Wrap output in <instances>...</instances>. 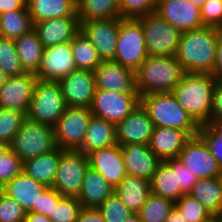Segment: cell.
Returning a JSON list of instances; mask_svg holds the SVG:
<instances>
[{"mask_svg":"<svg viewBox=\"0 0 222 222\" xmlns=\"http://www.w3.org/2000/svg\"><path fill=\"white\" fill-rule=\"evenodd\" d=\"M9 148V145L7 143L0 141V156Z\"/></svg>","mask_w":222,"mask_h":222,"instance_id":"91938a15","label":"cell"},{"mask_svg":"<svg viewBox=\"0 0 222 222\" xmlns=\"http://www.w3.org/2000/svg\"><path fill=\"white\" fill-rule=\"evenodd\" d=\"M56 189L47 187L40 195L37 206L33 207L31 212L43 214L46 216L53 215L57 203L63 198Z\"/></svg>","mask_w":222,"mask_h":222,"instance_id":"7dc6e473","label":"cell"},{"mask_svg":"<svg viewBox=\"0 0 222 222\" xmlns=\"http://www.w3.org/2000/svg\"><path fill=\"white\" fill-rule=\"evenodd\" d=\"M82 205L76 197L64 196L56 205L53 215L48 217L56 222H75Z\"/></svg>","mask_w":222,"mask_h":222,"instance_id":"7bdbcfd3","label":"cell"},{"mask_svg":"<svg viewBox=\"0 0 222 222\" xmlns=\"http://www.w3.org/2000/svg\"><path fill=\"white\" fill-rule=\"evenodd\" d=\"M59 83L67 106L91 108L97 89L94 72L76 69Z\"/></svg>","mask_w":222,"mask_h":222,"instance_id":"2e32d148","label":"cell"},{"mask_svg":"<svg viewBox=\"0 0 222 222\" xmlns=\"http://www.w3.org/2000/svg\"><path fill=\"white\" fill-rule=\"evenodd\" d=\"M113 192L114 188L105 178L89 167L76 198L82 207L98 208Z\"/></svg>","mask_w":222,"mask_h":222,"instance_id":"4316f807","label":"cell"},{"mask_svg":"<svg viewBox=\"0 0 222 222\" xmlns=\"http://www.w3.org/2000/svg\"><path fill=\"white\" fill-rule=\"evenodd\" d=\"M75 222H105L98 208L82 207Z\"/></svg>","mask_w":222,"mask_h":222,"instance_id":"f907efd6","label":"cell"},{"mask_svg":"<svg viewBox=\"0 0 222 222\" xmlns=\"http://www.w3.org/2000/svg\"><path fill=\"white\" fill-rule=\"evenodd\" d=\"M151 193L173 201L182 196L178 184V158L161 161L150 180Z\"/></svg>","mask_w":222,"mask_h":222,"instance_id":"d4e9b609","label":"cell"},{"mask_svg":"<svg viewBox=\"0 0 222 222\" xmlns=\"http://www.w3.org/2000/svg\"><path fill=\"white\" fill-rule=\"evenodd\" d=\"M216 80H222V33L219 36L213 70L210 73Z\"/></svg>","mask_w":222,"mask_h":222,"instance_id":"816d5d0a","label":"cell"},{"mask_svg":"<svg viewBox=\"0 0 222 222\" xmlns=\"http://www.w3.org/2000/svg\"><path fill=\"white\" fill-rule=\"evenodd\" d=\"M90 108L69 107L54 125L57 147L63 150H78L92 117Z\"/></svg>","mask_w":222,"mask_h":222,"instance_id":"30bf717a","label":"cell"},{"mask_svg":"<svg viewBox=\"0 0 222 222\" xmlns=\"http://www.w3.org/2000/svg\"><path fill=\"white\" fill-rule=\"evenodd\" d=\"M140 104L154 127L183 130L191 137L197 135L200 125L178 103L172 92L143 95L140 97Z\"/></svg>","mask_w":222,"mask_h":222,"instance_id":"277c9868","label":"cell"},{"mask_svg":"<svg viewBox=\"0 0 222 222\" xmlns=\"http://www.w3.org/2000/svg\"><path fill=\"white\" fill-rule=\"evenodd\" d=\"M207 125L222 138V118L210 120Z\"/></svg>","mask_w":222,"mask_h":222,"instance_id":"9f6ffc18","label":"cell"},{"mask_svg":"<svg viewBox=\"0 0 222 222\" xmlns=\"http://www.w3.org/2000/svg\"><path fill=\"white\" fill-rule=\"evenodd\" d=\"M98 209L102 213L105 222H124L133 214L115 192H113Z\"/></svg>","mask_w":222,"mask_h":222,"instance_id":"ab89813d","label":"cell"},{"mask_svg":"<svg viewBox=\"0 0 222 222\" xmlns=\"http://www.w3.org/2000/svg\"><path fill=\"white\" fill-rule=\"evenodd\" d=\"M33 23L54 18L78 16L77 0H27Z\"/></svg>","mask_w":222,"mask_h":222,"instance_id":"f546056e","label":"cell"},{"mask_svg":"<svg viewBox=\"0 0 222 222\" xmlns=\"http://www.w3.org/2000/svg\"><path fill=\"white\" fill-rule=\"evenodd\" d=\"M114 192L129 210L138 213L151 194L150 181L145 178L126 175L114 189Z\"/></svg>","mask_w":222,"mask_h":222,"instance_id":"83f0119b","label":"cell"},{"mask_svg":"<svg viewBox=\"0 0 222 222\" xmlns=\"http://www.w3.org/2000/svg\"><path fill=\"white\" fill-rule=\"evenodd\" d=\"M37 80L32 73L7 77L5 84L0 88V107L27 114Z\"/></svg>","mask_w":222,"mask_h":222,"instance_id":"e0dca14e","label":"cell"},{"mask_svg":"<svg viewBox=\"0 0 222 222\" xmlns=\"http://www.w3.org/2000/svg\"><path fill=\"white\" fill-rule=\"evenodd\" d=\"M88 168L89 162L86 154L78 150L61 149L52 188L62 196L77 197Z\"/></svg>","mask_w":222,"mask_h":222,"instance_id":"9c48e42d","label":"cell"},{"mask_svg":"<svg viewBox=\"0 0 222 222\" xmlns=\"http://www.w3.org/2000/svg\"><path fill=\"white\" fill-rule=\"evenodd\" d=\"M9 147L23 162L50 152L57 147L54 127L26 118Z\"/></svg>","mask_w":222,"mask_h":222,"instance_id":"8992f818","label":"cell"},{"mask_svg":"<svg viewBox=\"0 0 222 222\" xmlns=\"http://www.w3.org/2000/svg\"><path fill=\"white\" fill-rule=\"evenodd\" d=\"M7 75L0 69V88L5 84Z\"/></svg>","mask_w":222,"mask_h":222,"instance_id":"680465c9","label":"cell"},{"mask_svg":"<svg viewBox=\"0 0 222 222\" xmlns=\"http://www.w3.org/2000/svg\"><path fill=\"white\" fill-rule=\"evenodd\" d=\"M124 222H142L138 213H133Z\"/></svg>","mask_w":222,"mask_h":222,"instance_id":"6f0895ef","label":"cell"},{"mask_svg":"<svg viewBox=\"0 0 222 222\" xmlns=\"http://www.w3.org/2000/svg\"><path fill=\"white\" fill-rule=\"evenodd\" d=\"M23 171V161L9 147L0 156V189Z\"/></svg>","mask_w":222,"mask_h":222,"instance_id":"b9f144b4","label":"cell"},{"mask_svg":"<svg viewBox=\"0 0 222 222\" xmlns=\"http://www.w3.org/2000/svg\"><path fill=\"white\" fill-rule=\"evenodd\" d=\"M127 175L151 180L161 160L144 144L121 145Z\"/></svg>","mask_w":222,"mask_h":222,"instance_id":"7402d4cb","label":"cell"},{"mask_svg":"<svg viewBox=\"0 0 222 222\" xmlns=\"http://www.w3.org/2000/svg\"><path fill=\"white\" fill-rule=\"evenodd\" d=\"M178 159L198 179L214 178L222 174L217 161L198 135L192 136L187 141Z\"/></svg>","mask_w":222,"mask_h":222,"instance_id":"5bb4252c","label":"cell"},{"mask_svg":"<svg viewBox=\"0 0 222 222\" xmlns=\"http://www.w3.org/2000/svg\"><path fill=\"white\" fill-rule=\"evenodd\" d=\"M15 41L20 65L25 73L36 74L41 62L44 46L34 29Z\"/></svg>","mask_w":222,"mask_h":222,"instance_id":"4dcf8cb0","label":"cell"},{"mask_svg":"<svg viewBox=\"0 0 222 222\" xmlns=\"http://www.w3.org/2000/svg\"><path fill=\"white\" fill-rule=\"evenodd\" d=\"M143 28L149 56L175 57L181 32L156 13L136 19Z\"/></svg>","mask_w":222,"mask_h":222,"instance_id":"52a82bcc","label":"cell"},{"mask_svg":"<svg viewBox=\"0 0 222 222\" xmlns=\"http://www.w3.org/2000/svg\"><path fill=\"white\" fill-rule=\"evenodd\" d=\"M71 49L77 69L94 72L102 62L95 47L81 31L71 41Z\"/></svg>","mask_w":222,"mask_h":222,"instance_id":"e575fe53","label":"cell"},{"mask_svg":"<svg viewBox=\"0 0 222 222\" xmlns=\"http://www.w3.org/2000/svg\"><path fill=\"white\" fill-rule=\"evenodd\" d=\"M222 118V80H217L212 98L211 120Z\"/></svg>","mask_w":222,"mask_h":222,"instance_id":"681fc988","label":"cell"},{"mask_svg":"<svg viewBox=\"0 0 222 222\" xmlns=\"http://www.w3.org/2000/svg\"><path fill=\"white\" fill-rule=\"evenodd\" d=\"M199 201L211 215L222 216V178L198 179L189 193Z\"/></svg>","mask_w":222,"mask_h":222,"instance_id":"1f68e13d","label":"cell"},{"mask_svg":"<svg viewBox=\"0 0 222 222\" xmlns=\"http://www.w3.org/2000/svg\"><path fill=\"white\" fill-rule=\"evenodd\" d=\"M221 33V29L207 26L181 33L175 57L185 73L212 72Z\"/></svg>","mask_w":222,"mask_h":222,"instance_id":"6da1fadb","label":"cell"},{"mask_svg":"<svg viewBox=\"0 0 222 222\" xmlns=\"http://www.w3.org/2000/svg\"><path fill=\"white\" fill-rule=\"evenodd\" d=\"M46 188L47 186L22 171L0 190L17 201L23 210L28 213L33 210L34 206H37L40 195Z\"/></svg>","mask_w":222,"mask_h":222,"instance_id":"cb8c5ba5","label":"cell"},{"mask_svg":"<svg viewBox=\"0 0 222 222\" xmlns=\"http://www.w3.org/2000/svg\"><path fill=\"white\" fill-rule=\"evenodd\" d=\"M185 74L176 57L148 56L135 72L139 96L172 92Z\"/></svg>","mask_w":222,"mask_h":222,"instance_id":"3957f363","label":"cell"},{"mask_svg":"<svg viewBox=\"0 0 222 222\" xmlns=\"http://www.w3.org/2000/svg\"><path fill=\"white\" fill-rule=\"evenodd\" d=\"M96 88L117 93H138L135 71L114 61H102L94 70Z\"/></svg>","mask_w":222,"mask_h":222,"instance_id":"d6986e66","label":"cell"},{"mask_svg":"<svg viewBox=\"0 0 222 222\" xmlns=\"http://www.w3.org/2000/svg\"><path fill=\"white\" fill-rule=\"evenodd\" d=\"M44 48L71 42L80 32L78 16L54 18L34 22L33 28Z\"/></svg>","mask_w":222,"mask_h":222,"instance_id":"44dd1931","label":"cell"},{"mask_svg":"<svg viewBox=\"0 0 222 222\" xmlns=\"http://www.w3.org/2000/svg\"><path fill=\"white\" fill-rule=\"evenodd\" d=\"M165 222H188L183 214L174 206Z\"/></svg>","mask_w":222,"mask_h":222,"instance_id":"11a10c76","label":"cell"},{"mask_svg":"<svg viewBox=\"0 0 222 222\" xmlns=\"http://www.w3.org/2000/svg\"><path fill=\"white\" fill-rule=\"evenodd\" d=\"M79 22L120 17L119 0H77Z\"/></svg>","mask_w":222,"mask_h":222,"instance_id":"836d02e7","label":"cell"},{"mask_svg":"<svg viewBox=\"0 0 222 222\" xmlns=\"http://www.w3.org/2000/svg\"><path fill=\"white\" fill-rule=\"evenodd\" d=\"M191 136L183 130L154 127L148 147L161 160L178 158Z\"/></svg>","mask_w":222,"mask_h":222,"instance_id":"603a6c76","label":"cell"},{"mask_svg":"<svg viewBox=\"0 0 222 222\" xmlns=\"http://www.w3.org/2000/svg\"><path fill=\"white\" fill-rule=\"evenodd\" d=\"M142 25L136 19L120 23L114 62L137 71L148 57Z\"/></svg>","mask_w":222,"mask_h":222,"instance_id":"ba28073f","label":"cell"},{"mask_svg":"<svg viewBox=\"0 0 222 222\" xmlns=\"http://www.w3.org/2000/svg\"><path fill=\"white\" fill-rule=\"evenodd\" d=\"M34 23L29 14L27 4L22 9L7 11L0 14V36L16 40L30 32Z\"/></svg>","mask_w":222,"mask_h":222,"instance_id":"d6a6232c","label":"cell"},{"mask_svg":"<svg viewBox=\"0 0 222 222\" xmlns=\"http://www.w3.org/2000/svg\"><path fill=\"white\" fill-rule=\"evenodd\" d=\"M76 69L71 42H66L44 48L35 77L38 80L59 82Z\"/></svg>","mask_w":222,"mask_h":222,"instance_id":"4fadbf2b","label":"cell"},{"mask_svg":"<svg viewBox=\"0 0 222 222\" xmlns=\"http://www.w3.org/2000/svg\"><path fill=\"white\" fill-rule=\"evenodd\" d=\"M116 125L103 118L92 115L82 146L78 149L84 154L94 150L116 145Z\"/></svg>","mask_w":222,"mask_h":222,"instance_id":"484cf974","label":"cell"},{"mask_svg":"<svg viewBox=\"0 0 222 222\" xmlns=\"http://www.w3.org/2000/svg\"><path fill=\"white\" fill-rule=\"evenodd\" d=\"M197 135L204 141L222 171V138L207 124L200 125Z\"/></svg>","mask_w":222,"mask_h":222,"instance_id":"f6af8a7d","label":"cell"},{"mask_svg":"<svg viewBox=\"0 0 222 222\" xmlns=\"http://www.w3.org/2000/svg\"><path fill=\"white\" fill-rule=\"evenodd\" d=\"M154 125L140 104L116 125V141L119 145H148Z\"/></svg>","mask_w":222,"mask_h":222,"instance_id":"ac0fdd59","label":"cell"},{"mask_svg":"<svg viewBox=\"0 0 222 222\" xmlns=\"http://www.w3.org/2000/svg\"><path fill=\"white\" fill-rule=\"evenodd\" d=\"M200 11L204 26L222 30V0H206Z\"/></svg>","mask_w":222,"mask_h":222,"instance_id":"bcb514c9","label":"cell"},{"mask_svg":"<svg viewBox=\"0 0 222 222\" xmlns=\"http://www.w3.org/2000/svg\"><path fill=\"white\" fill-rule=\"evenodd\" d=\"M197 181V176L191 173L178 159V184L182 189V196L189 194Z\"/></svg>","mask_w":222,"mask_h":222,"instance_id":"c3c4849f","label":"cell"},{"mask_svg":"<svg viewBox=\"0 0 222 222\" xmlns=\"http://www.w3.org/2000/svg\"><path fill=\"white\" fill-rule=\"evenodd\" d=\"M87 157L89 167L100 173L114 189L127 175L119 144L94 150Z\"/></svg>","mask_w":222,"mask_h":222,"instance_id":"ffe728a7","label":"cell"},{"mask_svg":"<svg viewBox=\"0 0 222 222\" xmlns=\"http://www.w3.org/2000/svg\"><path fill=\"white\" fill-rule=\"evenodd\" d=\"M140 105L139 93H117L96 89L91 105L94 116L117 125Z\"/></svg>","mask_w":222,"mask_h":222,"instance_id":"8fae6325","label":"cell"},{"mask_svg":"<svg viewBox=\"0 0 222 222\" xmlns=\"http://www.w3.org/2000/svg\"><path fill=\"white\" fill-rule=\"evenodd\" d=\"M0 69L8 76L24 74L13 39L0 36Z\"/></svg>","mask_w":222,"mask_h":222,"instance_id":"74e56055","label":"cell"},{"mask_svg":"<svg viewBox=\"0 0 222 222\" xmlns=\"http://www.w3.org/2000/svg\"><path fill=\"white\" fill-rule=\"evenodd\" d=\"M174 206L173 201L151 193L138 214L142 222H165Z\"/></svg>","mask_w":222,"mask_h":222,"instance_id":"d590c367","label":"cell"},{"mask_svg":"<svg viewBox=\"0 0 222 222\" xmlns=\"http://www.w3.org/2000/svg\"><path fill=\"white\" fill-rule=\"evenodd\" d=\"M216 79L207 73H185L172 91L178 103L199 124L211 120V106Z\"/></svg>","mask_w":222,"mask_h":222,"instance_id":"7a4b0ae2","label":"cell"},{"mask_svg":"<svg viewBox=\"0 0 222 222\" xmlns=\"http://www.w3.org/2000/svg\"><path fill=\"white\" fill-rule=\"evenodd\" d=\"M218 222H222V216L218 215Z\"/></svg>","mask_w":222,"mask_h":222,"instance_id":"be15d7a7","label":"cell"},{"mask_svg":"<svg viewBox=\"0 0 222 222\" xmlns=\"http://www.w3.org/2000/svg\"><path fill=\"white\" fill-rule=\"evenodd\" d=\"M189 1L198 8H201L206 0H189Z\"/></svg>","mask_w":222,"mask_h":222,"instance_id":"94428289","label":"cell"},{"mask_svg":"<svg viewBox=\"0 0 222 222\" xmlns=\"http://www.w3.org/2000/svg\"><path fill=\"white\" fill-rule=\"evenodd\" d=\"M121 17L80 23V31L97 50L101 61H114Z\"/></svg>","mask_w":222,"mask_h":222,"instance_id":"7c38bea8","label":"cell"},{"mask_svg":"<svg viewBox=\"0 0 222 222\" xmlns=\"http://www.w3.org/2000/svg\"><path fill=\"white\" fill-rule=\"evenodd\" d=\"M155 13L181 33L204 27L200 8L189 0H157Z\"/></svg>","mask_w":222,"mask_h":222,"instance_id":"9a60e30c","label":"cell"},{"mask_svg":"<svg viewBox=\"0 0 222 222\" xmlns=\"http://www.w3.org/2000/svg\"><path fill=\"white\" fill-rule=\"evenodd\" d=\"M175 207L183 214L188 222H202L211 213L190 194H184L176 202Z\"/></svg>","mask_w":222,"mask_h":222,"instance_id":"f35d334b","label":"cell"},{"mask_svg":"<svg viewBox=\"0 0 222 222\" xmlns=\"http://www.w3.org/2000/svg\"><path fill=\"white\" fill-rule=\"evenodd\" d=\"M60 156L61 149L56 147L50 152L28 159L23 162V172L45 186L52 187Z\"/></svg>","mask_w":222,"mask_h":222,"instance_id":"f1b7e54d","label":"cell"},{"mask_svg":"<svg viewBox=\"0 0 222 222\" xmlns=\"http://www.w3.org/2000/svg\"><path fill=\"white\" fill-rule=\"evenodd\" d=\"M67 108L59 82L37 80L27 118L54 127Z\"/></svg>","mask_w":222,"mask_h":222,"instance_id":"5b68a950","label":"cell"},{"mask_svg":"<svg viewBox=\"0 0 222 222\" xmlns=\"http://www.w3.org/2000/svg\"><path fill=\"white\" fill-rule=\"evenodd\" d=\"M27 4V0H0V14L22 9Z\"/></svg>","mask_w":222,"mask_h":222,"instance_id":"f5cc1de1","label":"cell"},{"mask_svg":"<svg viewBox=\"0 0 222 222\" xmlns=\"http://www.w3.org/2000/svg\"><path fill=\"white\" fill-rule=\"evenodd\" d=\"M202 222H218V215H211Z\"/></svg>","mask_w":222,"mask_h":222,"instance_id":"6125c7cd","label":"cell"},{"mask_svg":"<svg viewBox=\"0 0 222 222\" xmlns=\"http://www.w3.org/2000/svg\"><path fill=\"white\" fill-rule=\"evenodd\" d=\"M157 0H119L120 17L137 19L155 13Z\"/></svg>","mask_w":222,"mask_h":222,"instance_id":"60d3db41","label":"cell"},{"mask_svg":"<svg viewBox=\"0 0 222 222\" xmlns=\"http://www.w3.org/2000/svg\"><path fill=\"white\" fill-rule=\"evenodd\" d=\"M22 206L0 190V222H25Z\"/></svg>","mask_w":222,"mask_h":222,"instance_id":"ee69618b","label":"cell"},{"mask_svg":"<svg viewBox=\"0 0 222 222\" xmlns=\"http://www.w3.org/2000/svg\"><path fill=\"white\" fill-rule=\"evenodd\" d=\"M25 222H51V219L43 214L28 212L26 213Z\"/></svg>","mask_w":222,"mask_h":222,"instance_id":"db71d44e","label":"cell"},{"mask_svg":"<svg viewBox=\"0 0 222 222\" xmlns=\"http://www.w3.org/2000/svg\"><path fill=\"white\" fill-rule=\"evenodd\" d=\"M26 118L25 112L0 107V141L10 145Z\"/></svg>","mask_w":222,"mask_h":222,"instance_id":"8d00e7d4","label":"cell"}]
</instances>
